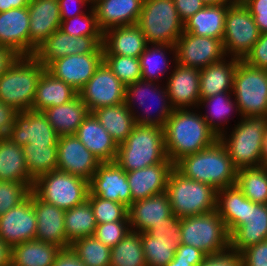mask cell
I'll use <instances>...</instances> for the list:
<instances>
[{
    "mask_svg": "<svg viewBox=\"0 0 267 266\" xmlns=\"http://www.w3.org/2000/svg\"><path fill=\"white\" fill-rule=\"evenodd\" d=\"M33 185L0 181V216L24 201L30 195Z\"/></svg>",
    "mask_w": 267,
    "mask_h": 266,
    "instance_id": "cell-50",
    "label": "cell"
},
{
    "mask_svg": "<svg viewBox=\"0 0 267 266\" xmlns=\"http://www.w3.org/2000/svg\"><path fill=\"white\" fill-rule=\"evenodd\" d=\"M30 0H0V13L12 8H22L29 5Z\"/></svg>",
    "mask_w": 267,
    "mask_h": 266,
    "instance_id": "cell-63",
    "label": "cell"
},
{
    "mask_svg": "<svg viewBox=\"0 0 267 266\" xmlns=\"http://www.w3.org/2000/svg\"><path fill=\"white\" fill-rule=\"evenodd\" d=\"M225 58L200 69V98H208L223 92H233L234 73L238 58L231 56V61Z\"/></svg>",
    "mask_w": 267,
    "mask_h": 266,
    "instance_id": "cell-31",
    "label": "cell"
},
{
    "mask_svg": "<svg viewBox=\"0 0 267 266\" xmlns=\"http://www.w3.org/2000/svg\"><path fill=\"white\" fill-rule=\"evenodd\" d=\"M52 266H86L71 248L61 249Z\"/></svg>",
    "mask_w": 267,
    "mask_h": 266,
    "instance_id": "cell-59",
    "label": "cell"
},
{
    "mask_svg": "<svg viewBox=\"0 0 267 266\" xmlns=\"http://www.w3.org/2000/svg\"><path fill=\"white\" fill-rule=\"evenodd\" d=\"M240 120L231 136L227 138L226 133H223L219 141L226 147L237 170L261 167L267 116L241 117Z\"/></svg>",
    "mask_w": 267,
    "mask_h": 266,
    "instance_id": "cell-5",
    "label": "cell"
},
{
    "mask_svg": "<svg viewBox=\"0 0 267 266\" xmlns=\"http://www.w3.org/2000/svg\"><path fill=\"white\" fill-rule=\"evenodd\" d=\"M154 85H155V87L157 86L155 84V82L147 81V80H143V79L137 80L135 83L126 85L124 103L126 104V106L130 109V111L134 115L136 124L153 125V126H158V127L164 128L167 118L171 115V113L174 109L171 106L170 102H168L170 100L168 97L167 88H165V89L163 88V90H162L161 87H160V89H159V86H157L155 88ZM149 95L155 97L154 99L158 98L159 99L158 103L161 102L160 106L157 103L159 107L157 110L158 115L156 117L155 116L152 117V115H150L151 113L148 111L150 109L145 105V103H146L145 101L149 97ZM148 99H150V98H148ZM134 100L139 102L138 103L139 106H142L143 108L145 107L144 110H142V111H144V113L147 114L146 116H145V114L144 115L143 114L142 115L141 114L136 115L134 113V111H135V108H133V107H135V103L133 102ZM151 107H152V105H151ZM150 111L152 112V110H150ZM156 112H154V113H156Z\"/></svg>",
    "mask_w": 267,
    "mask_h": 266,
    "instance_id": "cell-15",
    "label": "cell"
},
{
    "mask_svg": "<svg viewBox=\"0 0 267 266\" xmlns=\"http://www.w3.org/2000/svg\"><path fill=\"white\" fill-rule=\"evenodd\" d=\"M198 266H242V255L229 248L218 254L207 255Z\"/></svg>",
    "mask_w": 267,
    "mask_h": 266,
    "instance_id": "cell-55",
    "label": "cell"
},
{
    "mask_svg": "<svg viewBox=\"0 0 267 266\" xmlns=\"http://www.w3.org/2000/svg\"><path fill=\"white\" fill-rule=\"evenodd\" d=\"M32 204L36 214L37 231L35 239L54 244L61 249L70 248L66 240L65 211L41 200L32 191Z\"/></svg>",
    "mask_w": 267,
    "mask_h": 266,
    "instance_id": "cell-22",
    "label": "cell"
},
{
    "mask_svg": "<svg viewBox=\"0 0 267 266\" xmlns=\"http://www.w3.org/2000/svg\"><path fill=\"white\" fill-rule=\"evenodd\" d=\"M167 158L175 164L181 158L207 149L219 137L198 113L174 109L164 126Z\"/></svg>",
    "mask_w": 267,
    "mask_h": 266,
    "instance_id": "cell-1",
    "label": "cell"
},
{
    "mask_svg": "<svg viewBox=\"0 0 267 266\" xmlns=\"http://www.w3.org/2000/svg\"><path fill=\"white\" fill-rule=\"evenodd\" d=\"M236 185L244 196L257 204H267V168L237 170Z\"/></svg>",
    "mask_w": 267,
    "mask_h": 266,
    "instance_id": "cell-41",
    "label": "cell"
},
{
    "mask_svg": "<svg viewBox=\"0 0 267 266\" xmlns=\"http://www.w3.org/2000/svg\"><path fill=\"white\" fill-rule=\"evenodd\" d=\"M261 166L267 168V127L264 133V144H263Z\"/></svg>",
    "mask_w": 267,
    "mask_h": 266,
    "instance_id": "cell-67",
    "label": "cell"
},
{
    "mask_svg": "<svg viewBox=\"0 0 267 266\" xmlns=\"http://www.w3.org/2000/svg\"><path fill=\"white\" fill-rule=\"evenodd\" d=\"M89 195H95L129 207L132 194L125 172L116 162L101 163L89 181Z\"/></svg>",
    "mask_w": 267,
    "mask_h": 266,
    "instance_id": "cell-18",
    "label": "cell"
},
{
    "mask_svg": "<svg viewBox=\"0 0 267 266\" xmlns=\"http://www.w3.org/2000/svg\"><path fill=\"white\" fill-rule=\"evenodd\" d=\"M181 244L193 246L206 255L230 248V235L216 210L181 218Z\"/></svg>",
    "mask_w": 267,
    "mask_h": 266,
    "instance_id": "cell-8",
    "label": "cell"
},
{
    "mask_svg": "<svg viewBox=\"0 0 267 266\" xmlns=\"http://www.w3.org/2000/svg\"><path fill=\"white\" fill-rule=\"evenodd\" d=\"M241 255L242 266H267V240L249 246Z\"/></svg>",
    "mask_w": 267,
    "mask_h": 266,
    "instance_id": "cell-54",
    "label": "cell"
},
{
    "mask_svg": "<svg viewBox=\"0 0 267 266\" xmlns=\"http://www.w3.org/2000/svg\"><path fill=\"white\" fill-rule=\"evenodd\" d=\"M126 86L102 62L78 95L89 111L124 103Z\"/></svg>",
    "mask_w": 267,
    "mask_h": 266,
    "instance_id": "cell-13",
    "label": "cell"
},
{
    "mask_svg": "<svg viewBox=\"0 0 267 266\" xmlns=\"http://www.w3.org/2000/svg\"><path fill=\"white\" fill-rule=\"evenodd\" d=\"M28 10L31 56L51 34L60 29L61 18L58 0H30Z\"/></svg>",
    "mask_w": 267,
    "mask_h": 266,
    "instance_id": "cell-21",
    "label": "cell"
},
{
    "mask_svg": "<svg viewBox=\"0 0 267 266\" xmlns=\"http://www.w3.org/2000/svg\"><path fill=\"white\" fill-rule=\"evenodd\" d=\"M70 2L71 3L75 2L73 5H76V3L78 5L81 4L80 8L83 7V5L85 6L87 3H89V4L91 3L90 0H58L61 20L69 19V18H72L74 16L84 14V12L80 10V8L79 9L76 8L75 12H71L70 7H69ZM77 9H78V11H77Z\"/></svg>",
    "mask_w": 267,
    "mask_h": 266,
    "instance_id": "cell-60",
    "label": "cell"
},
{
    "mask_svg": "<svg viewBox=\"0 0 267 266\" xmlns=\"http://www.w3.org/2000/svg\"><path fill=\"white\" fill-rule=\"evenodd\" d=\"M172 214L166 192L134 201L128 207L130 230L148 232L153 226L166 223V219Z\"/></svg>",
    "mask_w": 267,
    "mask_h": 266,
    "instance_id": "cell-25",
    "label": "cell"
},
{
    "mask_svg": "<svg viewBox=\"0 0 267 266\" xmlns=\"http://www.w3.org/2000/svg\"><path fill=\"white\" fill-rule=\"evenodd\" d=\"M144 0H96L92 7L96 13L98 28L106 30L137 24Z\"/></svg>",
    "mask_w": 267,
    "mask_h": 266,
    "instance_id": "cell-26",
    "label": "cell"
},
{
    "mask_svg": "<svg viewBox=\"0 0 267 266\" xmlns=\"http://www.w3.org/2000/svg\"><path fill=\"white\" fill-rule=\"evenodd\" d=\"M115 162L125 172L171 162L165 150L164 128L136 124L126 140L118 144Z\"/></svg>",
    "mask_w": 267,
    "mask_h": 266,
    "instance_id": "cell-3",
    "label": "cell"
},
{
    "mask_svg": "<svg viewBox=\"0 0 267 266\" xmlns=\"http://www.w3.org/2000/svg\"><path fill=\"white\" fill-rule=\"evenodd\" d=\"M57 169L90 181L101 162L75 136H60L57 142Z\"/></svg>",
    "mask_w": 267,
    "mask_h": 266,
    "instance_id": "cell-19",
    "label": "cell"
},
{
    "mask_svg": "<svg viewBox=\"0 0 267 266\" xmlns=\"http://www.w3.org/2000/svg\"><path fill=\"white\" fill-rule=\"evenodd\" d=\"M102 62L103 53L68 55L51 62L46 70L79 92Z\"/></svg>",
    "mask_w": 267,
    "mask_h": 266,
    "instance_id": "cell-20",
    "label": "cell"
},
{
    "mask_svg": "<svg viewBox=\"0 0 267 266\" xmlns=\"http://www.w3.org/2000/svg\"><path fill=\"white\" fill-rule=\"evenodd\" d=\"M137 25L150 45L174 46L184 32L173 0H144Z\"/></svg>",
    "mask_w": 267,
    "mask_h": 266,
    "instance_id": "cell-7",
    "label": "cell"
},
{
    "mask_svg": "<svg viewBox=\"0 0 267 266\" xmlns=\"http://www.w3.org/2000/svg\"><path fill=\"white\" fill-rule=\"evenodd\" d=\"M17 113L18 111L13 106L0 101V133L2 136L10 133Z\"/></svg>",
    "mask_w": 267,
    "mask_h": 266,
    "instance_id": "cell-57",
    "label": "cell"
},
{
    "mask_svg": "<svg viewBox=\"0 0 267 266\" xmlns=\"http://www.w3.org/2000/svg\"><path fill=\"white\" fill-rule=\"evenodd\" d=\"M248 200L237 185L217 191L216 211L223 220L229 235L243 223L245 204Z\"/></svg>",
    "mask_w": 267,
    "mask_h": 266,
    "instance_id": "cell-38",
    "label": "cell"
},
{
    "mask_svg": "<svg viewBox=\"0 0 267 266\" xmlns=\"http://www.w3.org/2000/svg\"><path fill=\"white\" fill-rule=\"evenodd\" d=\"M141 243L147 266H166L178 248L175 242L158 240L147 232H141Z\"/></svg>",
    "mask_w": 267,
    "mask_h": 266,
    "instance_id": "cell-46",
    "label": "cell"
},
{
    "mask_svg": "<svg viewBox=\"0 0 267 266\" xmlns=\"http://www.w3.org/2000/svg\"><path fill=\"white\" fill-rule=\"evenodd\" d=\"M75 136L101 163L115 162L118 144L93 113L90 112L85 118L77 129Z\"/></svg>",
    "mask_w": 267,
    "mask_h": 266,
    "instance_id": "cell-29",
    "label": "cell"
},
{
    "mask_svg": "<svg viewBox=\"0 0 267 266\" xmlns=\"http://www.w3.org/2000/svg\"><path fill=\"white\" fill-rule=\"evenodd\" d=\"M77 95L78 92L72 86L55 78L45 69L40 76L31 110L44 111L48 107L63 105Z\"/></svg>",
    "mask_w": 267,
    "mask_h": 266,
    "instance_id": "cell-33",
    "label": "cell"
},
{
    "mask_svg": "<svg viewBox=\"0 0 267 266\" xmlns=\"http://www.w3.org/2000/svg\"><path fill=\"white\" fill-rule=\"evenodd\" d=\"M206 5L222 4V5H232L233 0H202Z\"/></svg>",
    "mask_w": 267,
    "mask_h": 266,
    "instance_id": "cell-68",
    "label": "cell"
},
{
    "mask_svg": "<svg viewBox=\"0 0 267 266\" xmlns=\"http://www.w3.org/2000/svg\"><path fill=\"white\" fill-rule=\"evenodd\" d=\"M22 148L26 166L34 181L43 174L57 170V145L26 144Z\"/></svg>",
    "mask_w": 267,
    "mask_h": 266,
    "instance_id": "cell-40",
    "label": "cell"
},
{
    "mask_svg": "<svg viewBox=\"0 0 267 266\" xmlns=\"http://www.w3.org/2000/svg\"><path fill=\"white\" fill-rule=\"evenodd\" d=\"M46 68L33 56H19L0 76V101L18 112L32 109L37 85Z\"/></svg>",
    "mask_w": 267,
    "mask_h": 266,
    "instance_id": "cell-4",
    "label": "cell"
},
{
    "mask_svg": "<svg viewBox=\"0 0 267 266\" xmlns=\"http://www.w3.org/2000/svg\"><path fill=\"white\" fill-rule=\"evenodd\" d=\"M231 94L233 93L223 92V93L216 94L208 98L200 99L199 101V106L202 105V103H204L203 104L204 106L206 104L205 106L206 108L210 106L211 109L209 111V115L207 114V115H201V116L206 121L207 125L214 131V133H216L218 137H220L225 131V130H222L220 126L222 125V123L224 125V122L227 123L229 119L228 117L230 115L229 113L233 111L235 108H236L235 111L236 112L238 111L237 103L233 100L231 101L230 99ZM218 121L221 124H219Z\"/></svg>",
    "mask_w": 267,
    "mask_h": 266,
    "instance_id": "cell-44",
    "label": "cell"
},
{
    "mask_svg": "<svg viewBox=\"0 0 267 266\" xmlns=\"http://www.w3.org/2000/svg\"><path fill=\"white\" fill-rule=\"evenodd\" d=\"M32 191L43 201L64 211L88 199L89 181L60 170L39 176Z\"/></svg>",
    "mask_w": 267,
    "mask_h": 266,
    "instance_id": "cell-9",
    "label": "cell"
},
{
    "mask_svg": "<svg viewBox=\"0 0 267 266\" xmlns=\"http://www.w3.org/2000/svg\"><path fill=\"white\" fill-rule=\"evenodd\" d=\"M267 240V204L248 200L245 204L244 221L230 235V248L241 253L249 246Z\"/></svg>",
    "mask_w": 267,
    "mask_h": 266,
    "instance_id": "cell-23",
    "label": "cell"
},
{
    "mask_svg": "<svg viewBox=\"0 0 267 266\" xmlns=\"http://www.w3.org/2000/svg\"><path fill=\"white\" fill-rule=\"evenodd\" d=\"M249 11H266L267 0H247L243 3Z\"/></svg>",
    "mask_w": 267,
    "mask_h": 266,
    "instance_id": "cell-65",
    "label": "cell"
},
{
    "mask_svg": "<svg viewBox=\"0 0 267 266\" xmlns=\"http://www.w3.org/2000/svg\"><path fill=\"white\" fill-rule=\"evenodd\" d=\"M19 56L12 48L0 45V76L9 69Z\"/></svg>",
    "mask_w": 267,
    "mask_h": 266,
    "instance_id": "cell-61",
    "label": "cell"
},
{
    "mask_svg": "<svg viewBox=\"0 0 267 266\" xmlns=\"http://www.w3.org/2000/svg\"><path fill=\"white\" fill-rule=\"evenodd\" d=\"M43 113L60 137L75 134L90 111L77 95L73 100L63 105L48 107Z\"/></svg>",
    "mask_w": 267,
    "mask_h": 266,
    "instance_id": "cell-32",
    "label": "cell"
},
{
    "mask_svg": "<svg viewBox=\"0 0 267 266\" xmlns=\"http://www.w3.org/2000/svg\"><path fill=\"white\" fill-rule=\"evenodd\" d=\"M66 240L72 244L75 240L93 236L96 230V220L90 202L66 210L64 215Z\"/></svg>",
    "mask_w": 267,
    "mask_h": 266,
    "instance_id": "cell-39",
    "label": "cell"
},
{
    "mask_svg": "<svg viewBox=\"0 0 267 266\" xmlns=\"http://www.w3.org/2000/svg\"><path fill=\"white\" fill-rule=\"evenodd\" d=\"M230 5H206L184 22V32L223 39L226 12Z\"/></svg>",
    "mask_w": 267,
    "mask_h": 266,
    "instance_id": "cell-34",
    "label": "cell"
},
{
    "mask_svg": "<svg viewBox=\"0 0 267 266\" xmlns=\"http://www.w3.org/2000/svg\"><path fill=\"white\" fill-rule=\"evenodd\" d=\"M36 214L30 195L7 213L0 216V238L12 248L22 242L35 240Z\"/></svg>",
    "mask_w": 267,
    "mask_h": 266,
    "instance_id": "cell-17",
    "label": "cell"
},
{
    "mask_svg": "<svg viewBox=\"0 0 267 266\" xmlns=\"http://www.w3.org/2000/svg\"><path fill=\"white\" fill-rule=\"evenodd\" d=\"M29 10L12 8L0 13V45L12 48L20 56H29Z\"/></svg>",
    "mask_w": 267,
    "mask_h": 266,
    "instance_id": "cell-27",
    "label": "cell"
},
{
    "mask_svg": "<svg viewBox=\"0 0 267 266\" xmlns=\"http://www.w3.org/2000/svg\"><path fill=\"white\" fill-rule=\"evenodd\" d=\"M129 231H131L129 221H114L97 224L94 236L111 249L116 246Z\"/></svg>",
    "mask_w": 267,
    "mask_h": 266,
    "instance_id": "cell-51",
    "label": "cell"
},
{
    "mask_svg": "<svg viewBox=\"0 0 267 266\" xmlns=\"http://www.w3.org/2000/svg\"><path fill=\"white\" fill-rule=\"evenodd\" d=\"M207 255L193 247L184 244H180L175 252L174 260H185V261H204Z\"/></svg>",
    "mask_w": 267,
    "mask_h": 266,
    "instance_id": "cell-58",
    "label": "cell"
},
{
    "mask_svg": "<svg viewBox=\"0 0 267 266\" xmlns=\"http://www.w3.org/2000/svg\"><path fill=\"white\" fill-rule=\"evenodd\" d=\"M90 53H103L102 36L75 37L58 29L39 46L33 56L46 68L58 58Z\"/></svg>",
    "mask_w": 267,
    "mask_h": 266,
    "instance_id": "cell-14",
    "label": "cell"
},
{
    "mask_svg": "<svg viewBox=\"0 0 267 266\" xmlns=\"http://www.w3.org/2000/svg\"><path fill=\"white\" fill-rule=\"evenodd\" d=\"M172 213L179 219L216 210L217 190L208 184L186 178L173 168L166 191Z\"/></svg>",
    "mask_w": 267,
    "mask_h": 266,
    "instance_id": "cell-6",
    "label": "cell"
},
{
    "mask_svg": "<svg viewBox=\"0 0 267 266\" xmlns=\"http://www.w3.org/2000/svg\"><path fill=\"white\" fill-rule=\"evenodd\" d=\"M92 113L117 144L124 142L136 126L134 115L125 103L98 108Z\"/></svg>",
    "mask_w": 267,
    "mask_h": 266,
    "instance_id": "cell-37",
    "label": "cell"
},
{
    "mask_svg": "<svg viewBox=\"0 0 267 266\" xmlns=\"http://www.w3.org/2000/svg\"><path fill=\"white\" fill-rule=\"evenodd\" d=\"M233 95L241 117L267 116V70L238 60Z\"/></svg>",
    "mask_w": 267,
    "mask_h": 266,
    "instance_id": "cell-10",
    "label": "cell"
},
{
    "mask_svg": "<svg viewBox=\"0 0 267 266\" xmlns=\"http://www.w3.org/2000/svg\"><path fill=\"white\" fill-rule=\"evenodd\" d=\"M174 46L176 55L173 61L199 70L226 56L222 40L197 36L188 32H183Z\"/></svg>",
    "mask_w": 267,
    "mask_h": 266,
    "instance_id": "cell-12",
    "label": "cell"
},
{
    "mask_svg": "<svg viewBox=\"0 0 267 266\" xmlns=\"http://www.w3.org/2000/svg\"><path fill=\"white\" fill-rule=\"evenodd\" d=\"M0 181L34 184L26 166L23 148L8 136L0 139Z\"/></svg>",
    "mask_w": 267,
    "mask_h": 266,
    "instance_id": "cell-35",
    "label": "cell"
},
{
    "mask_svg": "<svg viewBox=\"0 0 267 266\" xmlns=\"http://www.w3.org/2000/svg\"><path fill=\"white\" fill-rule=\"evenodd\" d=\"M180 19L185 22L206 4L202 0H173Z\"/></svg>",
    "mask_w": 267,
    "mask_h": 266,
    "instance_id": "cell-56",
    "label": "cell"
},
{
    "mask_svg": "<svg viewBox=\"0 0 267 266\" xmlns=\"http://www.w3.org/2000/svg\"><path fill=\"white\" fill-rule=\"evenodd\" d=\"M174 168L186 178L208 184L217 191L236 185L237 169L219 140L207 149L181 158Z\"/></svg>",
    "mask_w": 267,
    "mask_h": 266,
    "instance_id": "cell-2",
    "label": "cell"
},
{
    "mask_svg": "<svg viewBox=\"0 0 267 266\" xmlns=\"http://www.w3.org/2000/svg\"><path fill=\"white\" fill-rule=\"evenodd\" d=\"M234 1V3H244V2H246L247 0H233Z\"/></svg>",
    "mask_w": 267,
    "mask_h": 266,
    "instance_id": "cell-69",
    "label": "cell"
},
{
    "mask_svg": "<svg viewBox=\"0 0 267 266\" xmlns=\"http://www.w3.org/2000/svg\"><path fill=\"white\" fill-rule=\"evenodd\" d=\"M242 60L252 67L267 70V33L260 34L259 39Z\"/></svg>",
    "mask_w": 267,
    "mask_h": 266,
    "instance_id": "cell-53",
    "label": "cell"
},
{
    "mask_svg": "<svg viewBox=\"0 0 267 266\" xmlns=\"http://www.w3.org/2000/svg\"><path fill=\"white\" fill-rule=\"evenodd\" d=\"M261 34L267 33V10L250 11Z\"/></svg>",
    "mask_w": 267,
    "mask_h": 266,
    "instance_id": "cell-62",
    "label": "cell"
},
{
    "mask_svg": "<svg viewBox=\"0 0 267 266\" xmlns=\"http://www.w3.org/2000/svg\"><path fill=\"white\" fill-rule=\"evenodd\" d=\"M203 261H185L172 259L166 266H198Z\"/></svg>",
    "mask_w": 267,
    "mask_h": 266,
    "instance_id": "cell-66",
    "label": "cell"
},
{
    "mask_svg": "<svg viewBox=\"0 0 267 266\" xmlns=\"http://www.w3.org/2000/svg\"><path fill=\"white\" fill-rule=\"evenodd\" d=\"M153 46L149 47V44H147L145 50L139 57L141 78L147 81L158 82L159 76L163 77V74L169 68L167 67L169 61L166 59L165 50L170 49L169 51H172L174 55L176 53L175 46L165 44H153Z\"/></svg>",
    "mask_w": 267,
    "mask_h": 266,
    "instance_id": "cell-43",
    "label": "cell"
},
{
    "mask_svg": "<svg viewBox=\"0 0 267 266\" xmlns=\"http://www.w3.org/2000/svg\"><path fill=\"white\" fill-rule=\"evenodd\" d=\"M90 13L74 16L69 19L61 20L60 30L70 36H102L97 25L96 13L93 7L89 11Z\"/></svg>",
    "mask_w": 267,
    "mask_h": 266,
    "instance_id": "cell-49",
    "label": "cell"
},
{
    "mask_svg": "<svg viewBox=\"0 0 267 266\" xmlns=\"http://www.w3.org/2000/svg\"><path fill=\"white\" fill-rule=\"evenodd\" d=\"M8 138L23 147L33 145H57L58 134L48 122L43 111L27 110L18 112Z\"/></svg>",
    "mask_w": 267,
    "mask_h": 266,
    "instance_id": "cell-16",
    "label": "cell"
},
{
    "mask_svg": "<svg viewBox=\"0 0 267 266\" xmlns=\"http://www.w3.org/2000/svg\"><path fill=\"white\" fill-rule=\"evenodd\" d=\"M110 266H147L141 243V233L129 231L111 248Z\"/></svg>",
    "mask_w": 267,
    "mask_h": 266,
    "instance_id": "cell-42",
    "label": "cell"
},
{
    "mask_svg": "<svg viewBox=\"0 0 267 266\" xmlns=\"http://www.w3.org/2000/svg\"><path fill=\"white\" fill-rule=\"evenodd\" d=\"M174 70L168 77L166 88L169 102L173 109H187L199 105L200 70L175 63Z\"/></svg>",
    "mask_w": 267,
    "mask_h": 266,
    "instance_id": "cell-24",
    "label": "cell"
},
{
    "mask_svg": "<svg viewBox=\"0 0 267 266\" xmlns=\"http://www.w3.org/2000/svg\"><path fill=\"white\" fill-rule=\"evenodd\" d=\"M103 62L125 86L142 79L139 58L103 55Z\"/></svg>",
    "mask_w": 267,
    "mask_h": 266,
    "instance_id": "cell-47",
    "label": "cell"
},
{
    "mask_svg": "<svg viewBox=\"0 0 267 266\" xmlns=\"http://www.w3.org/2000/svg\"><path fill=\"white\" fill-rule=\"evenodd\" d=\"M172 162H162L142 169L127 172L132 201H137L166 191Z\"/></svg>",
    "mask_w": 267,
    "mask_h": 266,
    "instance_id": "cell-28",
    "label": "cell"
},
{
    "mask_svg": "<svg viewBox=\"0 0 267 266\" xmlns=\"http://www.w3.org/2000/svg\"><path fill=\"white\" fill-rule=\"evenodd\" d=\"M97 224L114 221H129L128 207L119 202L110 201L95 195H88Z\"/></svg>",
    "mask_w": 267,
    "mask_h": 266,
    "instance_id": "cell-48",
    "label": "cell"
},
{
    "mask_svg": "<svg viewBox=\"0 0 267 266\" xmlns=\"http://www.w3.org/2000/svg\"><path fill=\"white\" fill-rule=\"evenodd\" d=\"M70 248L86 266H110L111 249L94 235L75 240Z\"/></svg>",
    "mask_w": 267,
    "mask_h": 266,
    "instance_id": "cell-45",
    "label": "cell"
},
{
    "mask_svg": "<svg viewBox=\"0 0 267 266\" xmlns=\"http://www.w3.org/2000/svg\"><path fill=\"white\" fill-rule=\"evenodd\" d=\"M249 9L243 3L230 5L226 12L223 47L225 54L243 59L260 37Z\"/></svg>",
    "mask_w": 267,
    "mask_h": 266,
    "instance_id": "cell-11",
    "label": "cell"
},
{
    "mask_svg": "<svg viewBox=\"0 0 267 266\" xmlns=\"http://www.w3.org/2000/svg\"><path fill=\"white\" fill-rule=\"evenodd\" d=\"M61 248L44 241L31 240L11 248L12 266H52Z\"/></svg>",
    "mask_w": 267,
    "mask_h": 266,
    "instance_id": "cell-36",
    "label": "cell"
},
{
    "mask_svg": "<svg viewBox=\"0 0 267 266\" xmlns=\"http://www.w3.org/2000/svg\"><path fill=\"white\" fill-rule=\"evenodd\" d=\"M103 55L139 58L147 42L137 24L114 27L102 35Z\"/></svg>",
    "mask_w": 267,
    "mask_h": 266,
    "instance_id": "cell-30",
    "label": "cell"
},
{
    "mask_svg": "<svg viewBox=\"0 0 267 266\" xmlns=\"http://www.w3.org/2000/svg\"><path fill=\"white\" fill-rule=\"evenodd\" d=\"M181 219L172 214L166 223L153 226L147 233L158 240L173 241L181 244Z\"/></svg>",
    "mask_w": 267,
    "mask_h": 266,
    "instance_id": "cell-52",
    "label": "cell"
},
{
    "mask_svg": "<svg viewBox=\"0 0 267 266\" xmlns=\"http://www.w3.org/2000/svg\"><path fill=\"white\" fill-rule=\"evenodd\" d=\"M11 265V248L0 238V266Z\"/></svg>",
    "mask_w": 267,
    "mask_h": 266,
    "instance_id": "cell-64",
    "label": "cell"
}]
</instances>
